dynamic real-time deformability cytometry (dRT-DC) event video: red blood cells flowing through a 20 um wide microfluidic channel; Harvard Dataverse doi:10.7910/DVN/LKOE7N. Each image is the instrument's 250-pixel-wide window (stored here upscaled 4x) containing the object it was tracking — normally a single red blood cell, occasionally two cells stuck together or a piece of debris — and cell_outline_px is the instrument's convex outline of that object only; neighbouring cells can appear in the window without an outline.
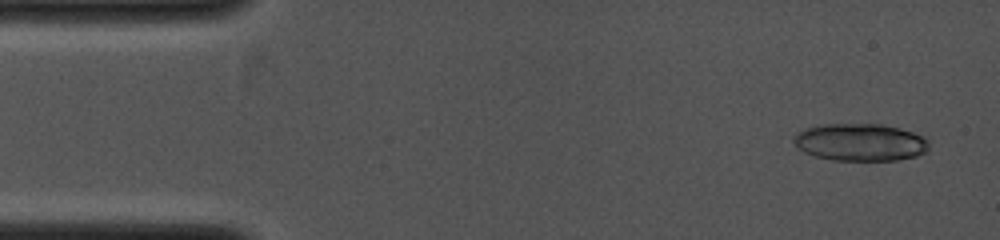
{"species": "common noctule bat (a hibernating species)", "species_latin": "Nyctalus noctula", "temperature_condition": "cold", "stored_images_in_passage": 7, "camera_frame_rate_fps": 4000, "um_per_image_px": 0.085, "animal": {"sex": "female", "body_mass_g": 19.0, "forearm_length_mm": 53.3}, "frame": {"image": 1, "passage_image": 1, "time_ms": 0.0, "image_size_px": [1000, 240], "cell_outline_px": [[928, 148], [924, 152], [916, 156], [900, 160], [832, 160], [816, 156], [804, 152], [796, 148], [792, 140], [792, 136], [808, 128], [824, 124], [880, 124], [900, 128], [924, 136], [928, 140]], "centroid_in_image_um": [73.11, 12.09], "position_along_channel_um": 11.9, "area_um2": 29.48}}